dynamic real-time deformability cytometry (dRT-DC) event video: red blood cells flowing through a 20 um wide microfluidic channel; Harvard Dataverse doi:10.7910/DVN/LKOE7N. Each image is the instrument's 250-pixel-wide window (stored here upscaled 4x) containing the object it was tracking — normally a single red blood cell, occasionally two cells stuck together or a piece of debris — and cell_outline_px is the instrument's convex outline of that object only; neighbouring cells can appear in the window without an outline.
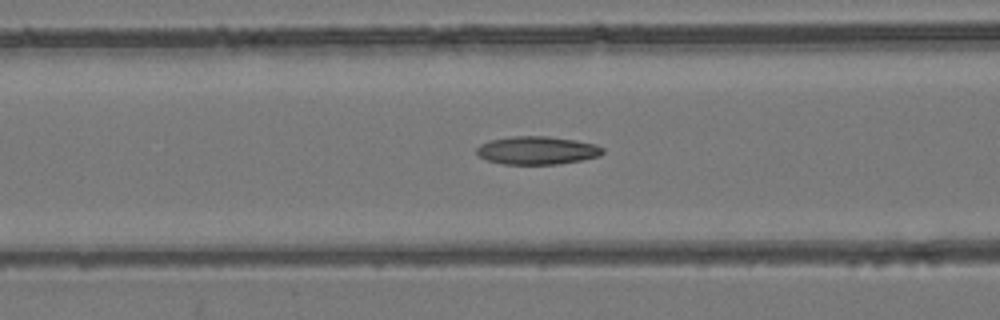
{"species": "common noctule bat (a hibernating species)", "species_latin": "Nyctalus noctula", "temperature_condition": "room temperature", "stored_images_in_passage": 54, "camera_frame_rate_fps": 3000, "um_per_image_px": 0.085, "animal": {"sex": "female", "body_mass_g": 24.6, "forearm_length_mm": 56.2}, "frame": {"image": 1, "passage_image": 22, "time_ms": 7.0, "image_size_px": [1000, 320], "cell_outline_px": [[604, 152], [600, 156], [560, 164], [504, 164], [488, 160], [480, 156], [476, 152], [476, 148], [480, 144], [492, 140], [512, 136], [548, 136], [576, 140], [596, 144], [604, 148]], "centroid_in_image_um": [45.69, 12.78], "position_along_channel_um": 120.9, "area_um2": 20.63}}
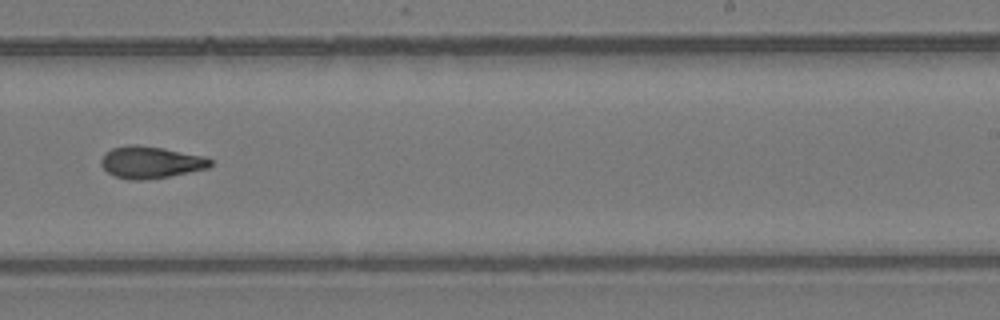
{"frame": {"image": 2, "passage_image": 34, "time_ms": 11.0, "image_size_px": [1000, 320], "cell_outline_px": [[212, 164], [208, 168], [168, 176], [144, 180], [128, 180], [116, 176], [108, 172], [100, 164], [100, 160], [104, 152], [112, 148], [128, 144], [136, 144], [164, 148], [204, 156], [212, 160]], "centroid_in_image_um": [12.77, 13.78], "position_along_channel_um": 276.2, "area_um2": 20.4}}
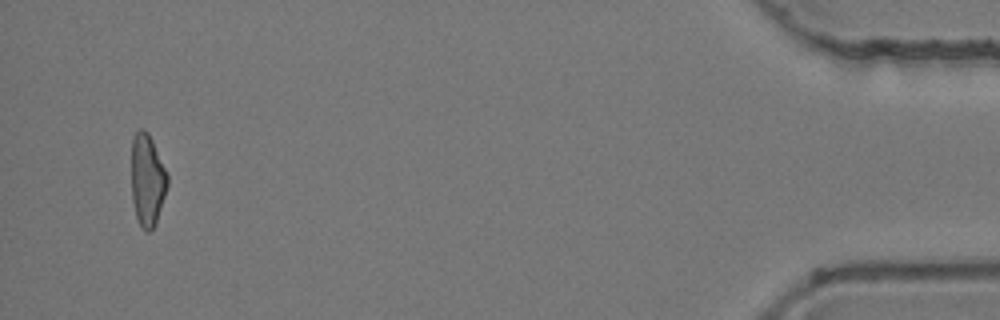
{"frame": {"image": 3, "passage_image": 52, "time_ms": 17.0, "image_size_px": [1000, 320], "cell_outline_px": [[168, 184], [156, 224], [148, 232], [140, 224], [136, 216], [132, 200], [132, 140], [136, 132], [140, 128], [144, 128], [148, 132], [152, 140], [168, 176]], "centroid_in_image_um": [12.52, 15.29], "position_along_channel_um": 422.7, "area_um2": 19.07}, "authors_computed_cell_mechanics": {"area_um2": 20.1433, "velocity_mm_per_s": 3.8889, "shape_relaxation_time_tau1_ms": null, "shape_relaxation_time_tau2_ms": 4.3195, "deformation_change_tau1": null, "deformation_change_tau2": 0.1315}}